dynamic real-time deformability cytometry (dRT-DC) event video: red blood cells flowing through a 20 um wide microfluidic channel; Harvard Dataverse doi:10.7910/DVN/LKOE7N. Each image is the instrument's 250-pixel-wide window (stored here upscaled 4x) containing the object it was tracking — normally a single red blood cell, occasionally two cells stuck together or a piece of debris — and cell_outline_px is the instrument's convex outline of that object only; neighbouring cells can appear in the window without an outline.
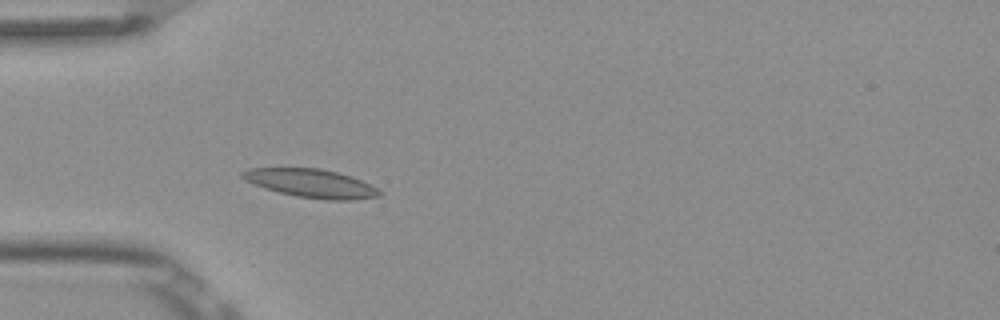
{"species": "Egyptian fruit bat (a non-hibernating species)", "species_latin": "Rousettus aegyptiacus", "temperature_condition": "room temperature", "stored_images_in_passage": 5, "camera_frame_rate_fps": 3000, "um_per_image_px": 0.085, "frame": {"image": 1, "passage_image": 5, "time_ms": 1.333, "image_size_px": [1000, 320], "cell_outline_px": [[380, 196], [356, 200], [324, 200], [296, 196], [264, 188], [244, 180], [240, 176], [240, 172], [248, 168], [320, 168], [336, 172], [360, 180], [376, 188], [380, 192]], "centroid_in_image_um": [26.39, 15.58], "position_along_channel_um": 58.6, "area_um2": 22.6}}